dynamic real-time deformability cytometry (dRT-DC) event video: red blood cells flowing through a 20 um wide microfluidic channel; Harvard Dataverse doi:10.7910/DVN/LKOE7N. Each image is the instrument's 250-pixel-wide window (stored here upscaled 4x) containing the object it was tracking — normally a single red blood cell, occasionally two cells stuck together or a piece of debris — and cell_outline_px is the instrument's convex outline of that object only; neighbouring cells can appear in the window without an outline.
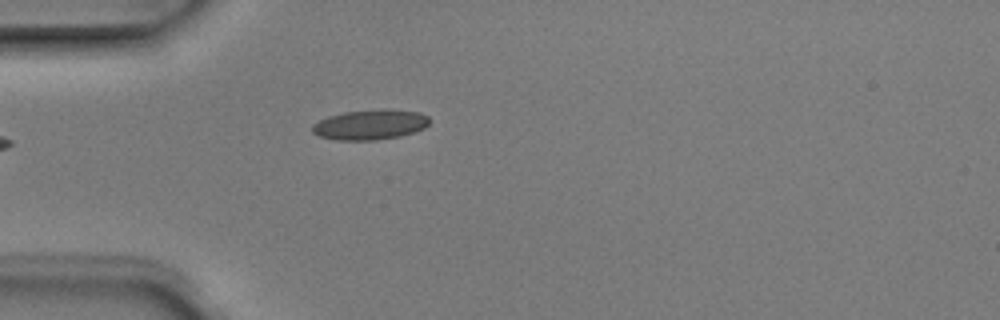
{"species": "Egyptian fruit bat (a non-hibernating species)", "species_latin": "Rousettus aegyptiacus", "temperature_condition": "room temperature", "stored_images_in_passage": 3, "camera_frame_rate_fps": 3000, "um_per_image_px": 0.085, "animal": {"sex": "male"}, "frame": {"image": 1, "passage_image": 3, "time_ms": 0.667, "image_size_px": [1000, 320], "cell_outline_px": [[428, 124], [424, 128], [400, 136], [376, 140], [336, 140], [320, 136], [312, 132], [312, 124], [328, 116], [344, 112], [384, 108], [420, 112], [428, 116]], "centroid_in_image_um": [31.46, 10.58], "position_along_channel_um": 53.5, "area_um2": 20.58}}